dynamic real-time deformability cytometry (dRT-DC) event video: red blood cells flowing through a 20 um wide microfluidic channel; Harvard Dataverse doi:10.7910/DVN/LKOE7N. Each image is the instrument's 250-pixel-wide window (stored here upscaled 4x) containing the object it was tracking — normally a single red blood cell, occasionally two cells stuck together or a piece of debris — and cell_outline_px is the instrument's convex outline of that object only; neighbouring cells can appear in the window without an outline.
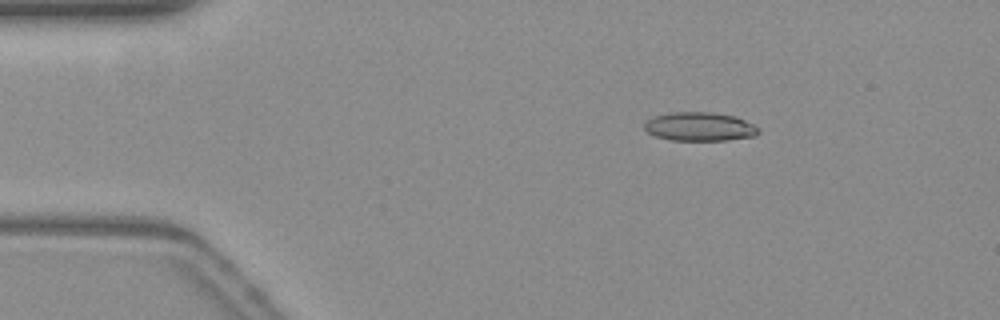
{"species": "common noctule bat (a hibernating species)", "species_latin": "Nyctalus noctula", "temperature_condition": "warm", "stored_images_in_passage": 53, "camera_frame_rate_fps": 3000, "um_per_image_px": 0.085, "animal": {"sex": "female", "body_mass_g": 19.3, "forearm_length_mm": 54.1}, "frame": {"image": 1, "passage_image": 8, "time_ms": 2.333, "image_size_px": [1000, 320], "cell_outline_px": [[760, 132], [752, 136], [724, 140], [672, 140], [656, 136], [648, 132], [644, 128], [644, 124], [648, 120], [656, 116], [672, 112], [712, 112], [732, 116], [744, 120], [760, 128]], "centroid_in_image_um": [59.46, 10.76], "position_along_channel_um": 25.5, "area_um2": 18.79}}
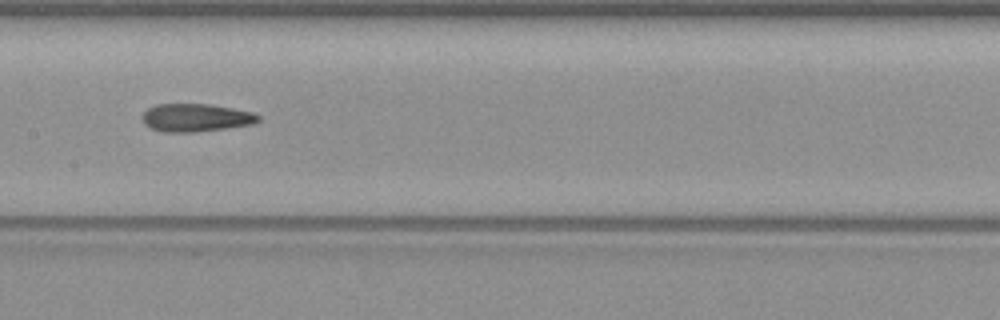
{"frame": {"image": 2, "passage_image": 26, "time_ms": 8.333, "image_size_px": [1000, 320], "cell_outline_px": [[260, 120], [252, 124], [196, 132], [164, 132], [152, 128], [144, 124], [144, 112], [148, 108], [156, 104], [212, 104], [252, 112], [260, 116]], "centroid_in_image_um": [16.66, 9.99], "position_along_channel_um": 190.7, "area_um2": 18.73}}
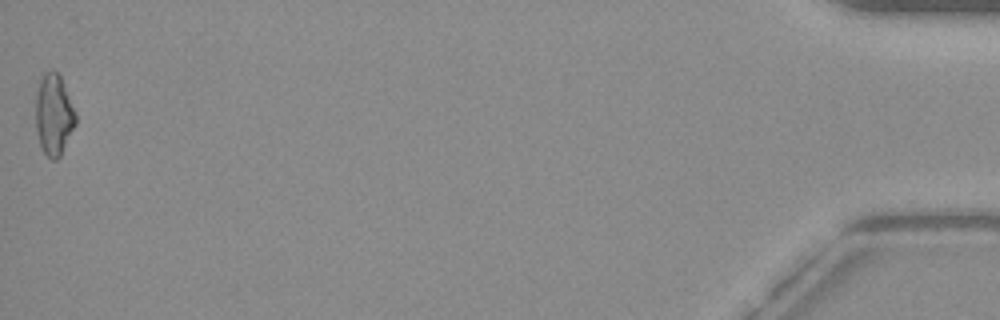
{"frame": {"image": 3, "passage_image": 53, "time_ms": 17.333, "image_size_px": [1000, 320], "cell_outline_px": [[76, 124], [60, 156], [56, 160], [52, 160], [44, 152], [40, 144], [36, 128], [36, 92], [40, 76], [44, 72], [52, 68], [60, 72], [76, 112]], "centroid_in_image_um": [4.58, 9.66], "position_along_channel_um": 430.6, "area_um2": 19.31}, "authors_computed_cell_mechanics": {"area_um2": 18.785, "velocity_mm_per_s": 3.8373, "shape_relaxation_time_tau1_ms": null, "shape_relaxation_time_tau2_ms": 2.4934, "deformation_change_tau1": null, "deformation_change_tau2": 0.1219}}